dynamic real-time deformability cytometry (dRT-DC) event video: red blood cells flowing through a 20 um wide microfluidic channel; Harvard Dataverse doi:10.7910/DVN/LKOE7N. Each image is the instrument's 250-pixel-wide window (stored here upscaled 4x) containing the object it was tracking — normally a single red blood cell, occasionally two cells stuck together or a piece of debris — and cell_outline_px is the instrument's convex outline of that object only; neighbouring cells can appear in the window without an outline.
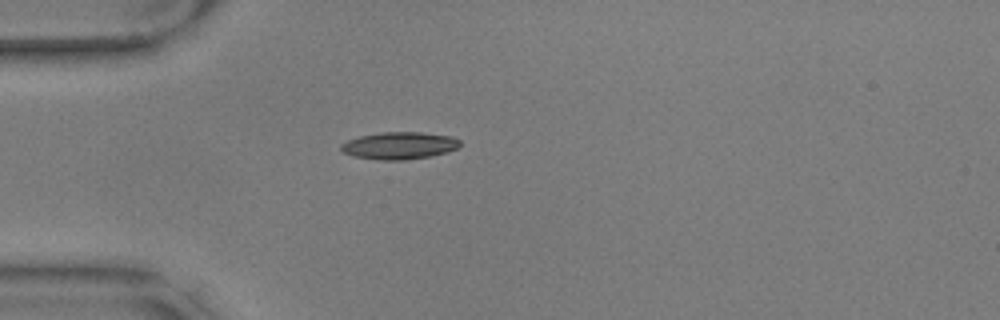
{"species": "common noctule bat (a hibernating species)", "species_latin": "Nyctalus noctula", "temperature_condition": "warm", "stored_images_in_passage": 42, "camera_frame_rate_fps": 3000, "um_per_image_px": 0.085, "animal": {"sex": "male", "body_mass_g": 17.9, "forearm_length_mm": 54.2}, "frame": {"image": 1, "passage_image": 1, "time_ms": 0.0, "image_size_px": [1000, 320], "cell_outline_px": [[460, 144], [456, 148], [448, 152], [428, 156], [404, 160], [380, 160], [352, 156], [344, 152], [340, 148], [340, 144], [348, 140], [360, 136], [380, 132], [420, 132], [452, 136], [460, 140]], "centroid_in_image_um": [33.93, 12.37], "position_along_channel_um": 51.1, "area_um2": 18.84}}
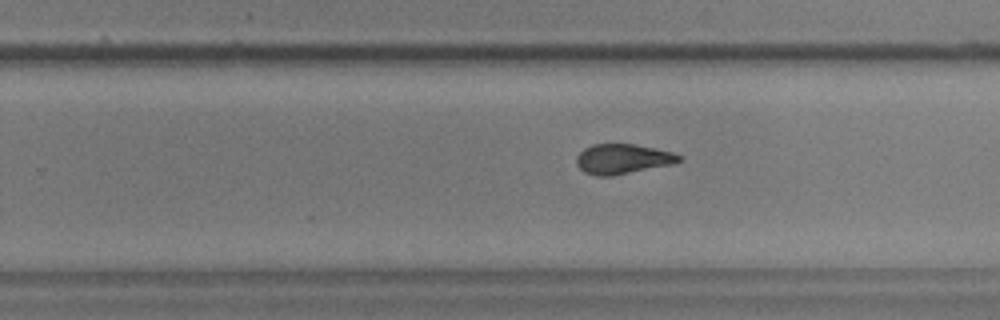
{"frame": {"image": 2, "passage_image": 21, "time_ms": 6.667, "image_size_px": [1000, 320], "cell_outline_px": [[680, 160], [672, 164], [612, 176], [596, 176], [584, 172], [576, 164], [576, 156], [584, 148], [592, 144], [636, 144], [672, 152], [680, 156]], "centroid_in_image_um": [52.87, 13.51], "position_along_channel_um": 276.9, "area_um2": 17.8}}
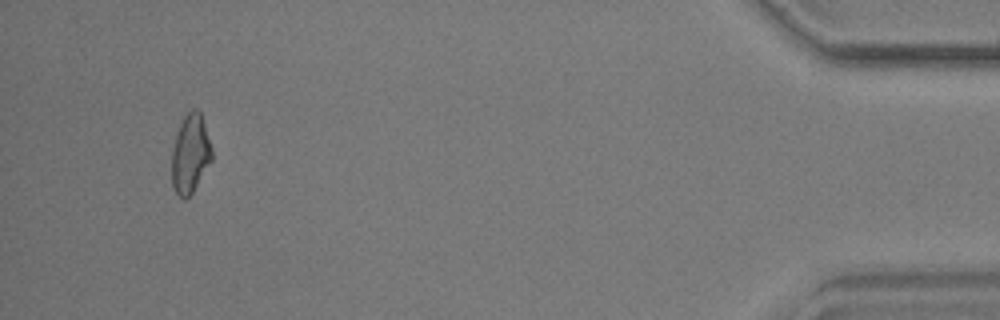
{"frame": {"image": 3, "passage_image": 39, "time_ms": 12.667, "image_size_px": [1000, 320], "cell_outline_px": [[212, 160], [192, 192], [184, 200], [176, 192], [172, 184], [172, 152], [176, 132], [184, 116], [192, 108], [196, 108], [200, 112], [212, 148]], "centroid_in_image_um": [16.17, 13.05], "position_along_channel_um": 419.0, "area_um2": 18.21}, "authors_computed_cell_mechanics": {"area_um2": 18.207, "velocity_mm_per_s": 3.5553, "shape_relaxation_time_tau1_ms": 8.1906, "shape_relaxation_time_tau2_ms": 3.2576, "deformation_change_tau1": 0.2348, "deformation_change_tau2": 0.1086}}